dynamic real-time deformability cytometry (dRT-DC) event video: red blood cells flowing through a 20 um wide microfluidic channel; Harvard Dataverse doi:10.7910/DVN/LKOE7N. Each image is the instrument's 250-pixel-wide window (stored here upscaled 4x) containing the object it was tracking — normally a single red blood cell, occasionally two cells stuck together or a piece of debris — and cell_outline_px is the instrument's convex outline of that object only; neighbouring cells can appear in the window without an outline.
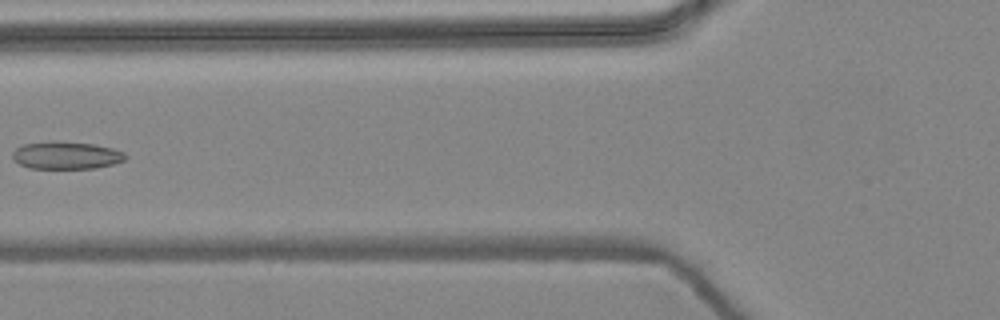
{"species": "common noctule bat (a hibernating species)", "species_latin": "Nyctalus noctula", "temperature_condition": "warm", "stored_images_in_passage": 6, "camera_frame_rate_fps": 3000, "um_per_image_px": 0.085, "animal": {"sex": "female", "body_mass_g": 24.6, "forearm_length_mm": 56.2}, "frame": {"image": 1, "passage_image": 6, "time_ms": 1.667, "image_size_px": [1000, 320], "cell_outline_px": [[128, 156], [124, 160], [112, 164], [96, 168], [28, 168], [20, 164], [12, 156], [12, 152], [16, 148], [24, 144], [92, 144], [112, 148], [124, 152]], "centroid_in_image_um": [5.68, 13.25], "position_along_channel_um": 120.1, "area_um2": 17.11}}